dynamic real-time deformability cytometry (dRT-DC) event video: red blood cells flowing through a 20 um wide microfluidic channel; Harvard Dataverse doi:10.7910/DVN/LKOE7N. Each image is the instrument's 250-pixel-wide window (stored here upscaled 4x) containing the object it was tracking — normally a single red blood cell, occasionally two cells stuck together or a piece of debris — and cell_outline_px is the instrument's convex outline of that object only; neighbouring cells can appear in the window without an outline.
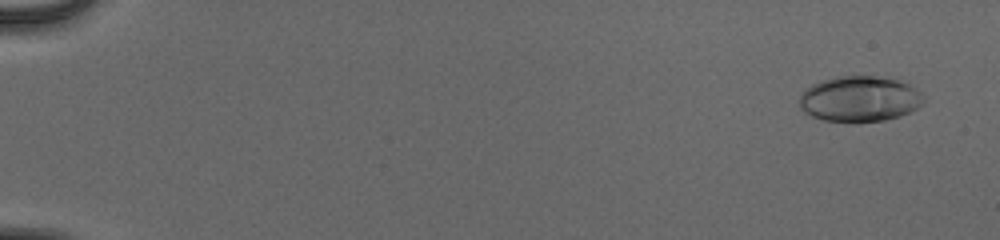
{"species": "human", "species_latin": "Homo sapiens", "temperature_condition": "cold", "stored_images_in_passage": 54, "camera_frame_rate_fps": 3000, "um_per_image_px": 0.085, "donor": {"sex": "male"}, "frame": {"image": 1, "passage_image": 3, "time_ms": 0.667, "image_size_px": [1000, 240], "cell_outline_px": [[924, 104], [900, 116], [884, 120], [856, 124], [824, 120], [812, 116], [804, 112], [800, 108], [800, 96], [812, 84], [820, 80], [836, 76], [872, 76], [900, 80], [916, 88], [924, 96]], "centroid_in_image_um": [73.08, 8.43], "position_along_channel_um": 11.9, "area_um2": 33.47}}
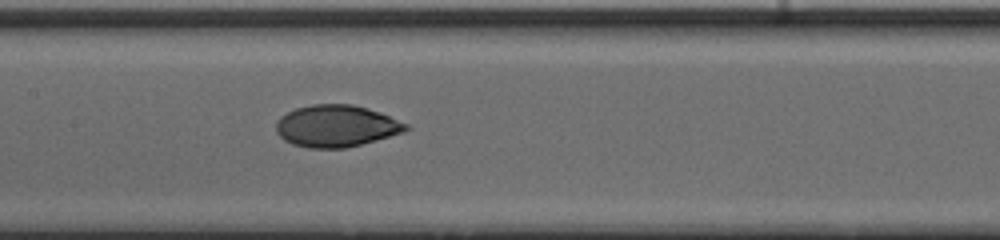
{"frame": {"image": 2, "passage_image": 29, "time_ms": 9.333, "image_size_px": [1000, 240], "cell_outline_px": [[412, 128], [404, 132], [376, 140], [344, 148], [308, 148], [292, 144], [284, 140], [276, 132], [276, 120], [280, 116], [296, 108], [312, 104], [352, 104], [368, 108], [380, 112], [408, 124]], "centroid_in_image_um": [28.58, 10.7], "position_along_channel_um": 178.8, "area_um2": 31.79}}
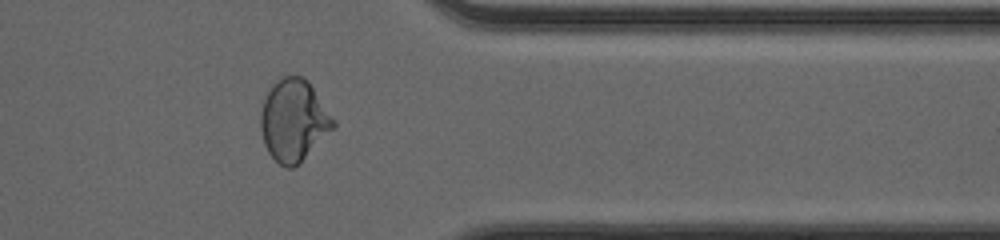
{"frame": {"image": 3, "passage_image": 45, "time_ms": 14.667, "image_size_px": [1000, 240], "cell_outline_px": [[336, 124], [300, 164], [292, 168], [288, 168], [280, 164], [268, 152], [264, 144], [260, 128], [260, 112], [264, 100], [272, 84], [276, 80], [284, 76], [300, 76], [308, 80], [336, 120]], "centroid_in_image_um": [24.96, 10.23], "position_along_channel_um": 386.4, "area_um2": 34.62}, "authors_computed_cell_mechanics": {"area_um2": 31.7322, "velocity_mm_per_s": 4.0163, "shape_relaxation_time_tau1_ms": 4.1675, "shape_relaxation_time_tau2_ms": 1.1549, "deformation_change_tau1": 0.1688, "deformation_change_tau2": 0.0451}}